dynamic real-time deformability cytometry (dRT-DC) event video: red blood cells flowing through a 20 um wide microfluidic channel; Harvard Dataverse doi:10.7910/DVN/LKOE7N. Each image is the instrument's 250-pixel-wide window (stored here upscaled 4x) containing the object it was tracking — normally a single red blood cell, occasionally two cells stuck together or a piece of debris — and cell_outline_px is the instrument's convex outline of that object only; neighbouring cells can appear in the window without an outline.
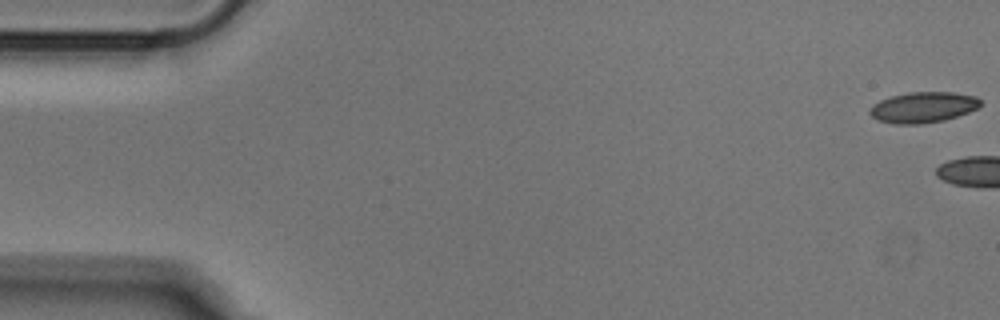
{"species": "Egyptian fruit bat (a non-hibernating species)", "species_latin": "Rousettus aegyptiacus", "temperature_condition": "cold", "stored_images_in_passage": 4, "camera_frame_rate_fps": 3000, "um_per_image_px": 0.085, "animal": {"sex": "male"}, "frame": {"image": 1, "passage_image": 1, "time_ms": 0.0, "image_size_px": [1000, 320], "cell_outline_px": [[980, 104], [976, 108], [968, 112], [944, 120], [920, 124], [892, 124], [880, 120], [872, 116], [868, 112], [872, 104], [880, 100], [892, 96], [908, 92], [952, 92], [976, 96], [980, 100]], "centroid_in_image_um": [78.43, 9.12], "position_along_channel_um": 6.6, "area_um2": 19.71}}